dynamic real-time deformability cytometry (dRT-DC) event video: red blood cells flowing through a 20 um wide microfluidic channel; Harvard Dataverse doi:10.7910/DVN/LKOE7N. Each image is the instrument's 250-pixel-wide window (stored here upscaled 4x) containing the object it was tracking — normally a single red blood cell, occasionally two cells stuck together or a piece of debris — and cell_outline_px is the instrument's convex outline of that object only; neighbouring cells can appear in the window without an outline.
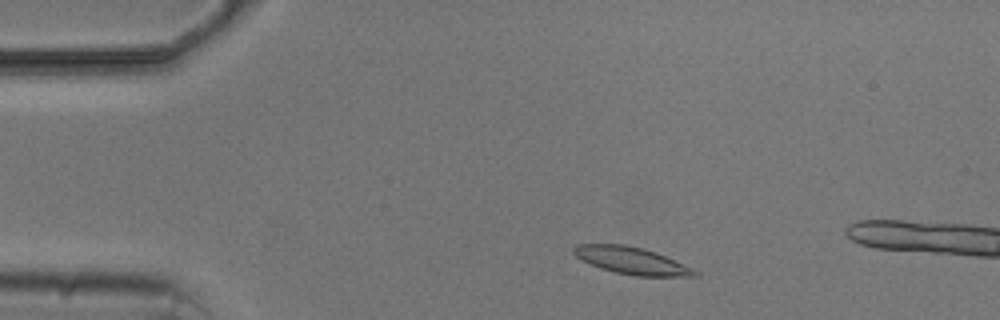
{"species": "common noctule bat (a hibernating species)", "species_latin": "Nyctalus noctula", "temperature_condition": "cold", "stored_images_in_passage": 4, "camera_frame_rate_fps": 3000, "um_per_image_px": 0.085, "animal": {"sex": "male", "body_mass_g": 20.5, "forearm_length_mm": 52.5}, "frame": {"image": 1, "passage_image": 2, "time_ms": 1.667, "image_size_px": [1000, 320], "cell_outline_px": [[700, 276], [636, 276], [616, 272], [600, 268], [580, 260], [572, 252], [572, 248], [576, 244], [624, 244], [644, 248], [656, 252], [692, 268], [700, 272]], "centroid_in_image_um": [53.66, 22.14], "position_along_channel_um": 31.3, "area_um2": 19.19}}